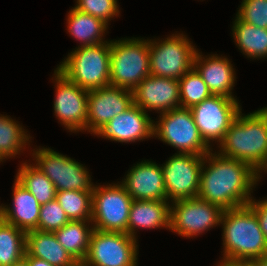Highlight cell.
<instances>
[{
	"instance_id": "1",
	"label": "cell",
	"mask_w": 267,
	"mask_h": 266,
	"mask_svg": "<svg viewBox=\"0 0 267 266\" xmlns=\"http://www.w3.org/2000/svg\"><path fill=\"white\" fill-rule=\"evenodd\" d=\"M204 161L198 198L224 210L248 205L252 200L250 191L258 181L257 172L244 162L216 152L207 153ZM206 162L209 163L207 168L204 166Z\"/></svg>"
},
{
	"instance_id": "2",
	"label": "cell",
	"mask_w": 267,
	"mask_h": 266,
	"mask_svg": "<svg viewBox=\"0 0 267 266\" xmlns=\"http://www.w3.org/2000/svg\"><path fill=\"white\" fill-rule=\"evenodd\" d=\"M240 111L220 142V155L248 164L257 172L267 161V113L257 110L242 116Z\"/></svg>"
},
{
	"instance_id": "3",
	"label": "cell",
	"mask_w": 267,
	"mask_h": 266,
	"mask_svg": "<svg viewBox=\"0 0 267 266\" xmlns=\"http://www.w3.org/2000/svg\"><path fill=\"white\" fill-rule=\"evenodd\" d=\"M221 224L224 228V258L221 261L246 263L267 256V241L249 205L225 210Z\"/></svg>"
},
{
	"instance_id": "4",
	"label": "cell",
	"mask_w": 267,
	"mask_h": 266,
	"mask_svg": "<svg viewBox=\"0 0 267 266\" xmlns=\"http://www.w3.org/2000/svg\"><path fill=\"white\" fill-rule=\"evenodd\" d=\"M110 56L111 41L92 46H78L57 70L84 90L99 89L110 85Z\"/></svg>"
},
{
	"instance_id": "5",
	"label": "cell",
	"mask_w": 267,
	"mask_h": 266,
	"mask_svg": "<svg viewBox=\"0 0 267 266\" xmlns=\"http://www.w3.org/2000/svg\"><path fill=\"white\" fill-rule=\"evenodd\" d=\"M149 75L148 40L111 41L110 85L133 91Z\"/></svg>"
},
{
	"instance_id": "6",
	"label": "cell",
	"mask_w": 267,
	"mask_h": 266,
	"mask_svg": "<svg viewBox=\"0 0 267 266\" xmlns=\"http://www.w3.org/2000/svg\"><path fill=\"white\" fill-rule=\"evenodd\" d=\"M196 52L183 34H173L161 42L149 40L150 75L179 80L193 69Z\"/></svg>"
},
{
	"instance_id": "7",
	"label": "cell",
	"mask_w": 267,
	"mask_h": 266,
	"mask_svg": "<svg viewBox=\"0 0 267 266\" xmlns=\"http://www.w3.org/2000/svg\"><path fill=\"white\" fill-rule=\"evenodd\" d=\"M153 135L179 149V153L205 156L211 148L201 138L190 108L178 107L160 114Z\"/></svg>"
},
{
	"instance_id": "8",
	"label": "cell",
	"mask_w": 267,
	"mask_h": 266,
	"mask_svg": "<svg viewBox=\"0 0 267 266\" xmlns=\"http://www.w3.org/2000/svg\"><path fill=\"white\" fill-rule=\"evenodd\" d=\"M133 199L121 184L96 187L92 192L94 229L128 234V220ZM93 222V223H92Z\"/></svg>"
},
{
	"instance_id": "9",
	"label": "cell",
	"mask_w": 267,
	"mask_h": 266,
	"mask_svg": "<svg viewBox=\"0 0 267 266\" xmlns=\"http://www.w3.org/2000/svg\"><path fill=\"white\" fill-rule=\"evenodd\" d=\"M136 238L127 233L93 230L86 266H136Z\"/></svg>"
},
{
	"instance_id": "10",
	"label": "cell",
	"mask_w": 267,
	"mask_h": 266,
	"mask_svg": "<svg viewBox=\"0 0 267 266\" xmlns=\"http://www.w3.org/2000/svg\"><path fill=\"white\" fill-rule=\"evenodd\" d=\"M36 167L54 184L56 191H93L89 172L82 164L50 148H39L33 152Z\"/></svg>"
},
{
	"instance_id": "11",
	"label": "cell",
	"mask_w": 267,
	"mask_h": 266,
	"mask_svg": "<svg viewBox=\"0 0 267 266\" xmlns=\"http://www.w3.org/2000/svg\"><path fill=\"white\" fill-rule=\"evenodd\" d=\"M201 138L221 142L237 114L241 111L236 99L212 95L190 108Z\"/></svg>"
},
{
	"instance_id": "12",
	"label": "cell",
	"mask_w": 267,
	"mask_h": 266,
	"mask_svg": "<svg viewBox=\"0 0 267 266\" xmlns=\"http://www.w3.org/2000/svg\"><path fill=\"white\" fill-rule=\"evenodd\" d=\"M170 230L183 237H193L209 228L220 225L224 209L197 198L172 202Z\"/></svg>"
},
{
	"instance_id": "13",
	"label": "cell",
	"mask_w": 267,
	"mask_h": 266,
	"mask_svg": "<svg viewBox=\"0 0 267 266\" xmlns=\"http://www.w3.org/2000/svg\"><path fill=\"white\" fill-rule=\"evenodd\" d=\"M203 161V155L176 153L161 166L167 200L198 197Z\"/></svg>"
},
{
	"instance_id": "14",
	"label": "cell",
	"mask_w": 267,
	"mask_h": 266,
	"mask_svg": "<svg viewBox=\"0 0 267 266\" xmlns=\"http://www.w3.org/2000/svg\"><path fill=\"white\" fill-rule=\"evenodd\" d=\"M132 105L133 93L125 88L108 85L88 91L86 130L96 134Z\"/></svg>"
},
{
	"instance_id": "15",
	"label": "cell",
	"mask_w": 267,
	"mask_h": 266,
	"mask_svg": "<svg viewBox=\"0 0 267 266\" xmlns=\"http://www.w3.org/2000/svg\"><path fill=\"white\" fill-rule=\"evenodd\" d=\"M56 98L54 112L63 125L72 131L86 130L88 91L54 71Z\"/></svg>"
},
{
	"instance_id": "16",
	"label": "cell",
	"mask_w": 267,
	"mask_h": 266,
	"mask_svg": "<svg viewBox=\"0 0 267 266\" xmlns=\"http://www.w3.org/2000/svg\"><path fill=\"white\" fill-rule=\"evenodd\" d=\"M133 104L165 113L181 107L179 80L149 75L132 91Z\"/></svg>"
},
{
	"instance_id": "17",
	"label": "cell",
	"mask_w": 267,
	"mask_h": 266,
	"mask_svg": "<svg viewBox=\"0 0 267 266\" xmlns=\"http://www.w3.org/2000/svg\"><path fill=\"white\" fill-rule=\"evenodd\" d=\"M154 122L148 113L133 104L128 110L116 115L95 135L117 142H135L153 136Z\"/></svg>"
},
{
	"instance_id": "18",
	"label": "cell",
	"mask_w": 267,
	"mask_h": 266,
	"mask_svg": "<svg viewBox=\"0 0 267 266\" xmlns=\"http://www.w3.org/2000/svg\"><path fill=\"white\" fill-rule=\"evenodd\" d=\"M121 185L133 200L168 201L162 167L149 160L133 166Z\"/></svg>"
},
{
	"instance_id": "19",
	"label": "cell",
	"mask_w": 267,
	"mask_h": 266,
	"mask_svg": "<svg viewBox=\"0 0 267 266\" xmlns=\"http://www.w3.org/2000/svg\"><path fill=\"white\" fill-rule=\"evenodd\" d=\"M202 56L196 52L193 68L202 77L211 94L235 99L231 90L236 77L229 60L217 55H211L206 59Z\"/></svg>"
},
{
	"instance_id": "20",
	"label": "cell",
	"mask_w": 267,
	"mask_h": 266,
	"mask_svg": "<svg viewBox=\"0 0 267 266\" xmlns=\"http://www.w3.org/2000/svg\"><path fill=\"white\" fill-rule=\"evenodd\" d=\"M13 188V208L0 206V217L25 232L37 230L41 205L16 179Z\"/></svg>"
},
{
	"instance_id": "21",
	"label": "cell",
	"mask_w": 267,
	"mask_h": 266,
	"mask_svg": "<svg viewBox=\"0 0 267 266\" xmlns=\"http://www.w3.org/2000/svg\"><path fill=\"white\" fill-rule=\"evenodd\" d=\"M170 228V205L161 200H133L128 220V235L135 238L136 228Z\"/></svg>"
},
{
	"instance_id": "22",
	"label": "cell",
	"mask_w": 267,
	"mask_h": 266,
	"mask_svg": "<svg viewBox=\"0 0 267 266\" xmlns=\"http://www.w3.org/2000/svg\"><path fill=\"white\" fill-rule=\"evenodd\" d=\"M26 253L49 262L53 266H74L77 262L57 241L53 232H26Z\"/></svg>"
},
{
	"instance_id": "23",
	"label": "cell",
	"mask_w": 267,
	"mask_h": 266,
	"mask_svg": "<svg viewBox=\"0 0 267 266\" xmlns=\"http://www.w3.org/2000/svg\"><path fill=\"white\" fill-rule=\"evenodd\" d=\"M86 222L91 221H69L53 232L57 241L76 262H83L88 254L94 227H89V224L87 226Z\"/></svg>"
},
{
	"instance_id": "24",
	"label": "cell",
	"mask_w": 267,
	"mask_h": 266,
	"mask_svg": "<svg viewBox=\"0 0 267 266\" xmlns=\"http://www.w3.org/2000/svg\"><path fill=\"white\" fill-rule=\"evenodd\" d=\"M68 32L74 38L80 40L81 47L105 43L102 41L103 34L107 29V23L102 19L91 16L88 13L71 9L67 19Z\"/></svg>"
},
{
	"instance_id": "25",
	"label": "cell",
	"mask_w": 267,
	"mask_h": 266,
	"mask_svg": "<svg viewBox=\"0 0 267 266\" xmlns=\"http://www.w3.org/2000/svg\"><path fill=\"white\" fill-rule=\"evenodd\" d=\"M233 37L238 48L248 57H267V29L247 24L236 17Z\"/></svg>"
},
{
	"instance_id": "26",
	"label": "cell",
	"mask_w": 267,
	"mask_h": 266,
	"mask_svg": "<svg viewBox=\"0 0 267 266\" xmlns=\"http://www.w3.org/2000/svg\"><path fill=\"white\" fill-rule=\"evenodd\" d=\"M16 180L37 199L40 205L56 197L53 182L35 164L33 166L23 163L17 172Z\"/></svg>"
},
{
	"instance_id": "27",
	"label": "cell",
	"mask_w": 267,
	"mask_h": 266,
	"mask_svg": "<svg viewBox=\"0 0 267 266\" xmlns=\"http://www.w3.org/2000/svg\"><path fill=\"white\" fill-rule=\"evenodd\" d=\"M26 252V232L0 217V266H11Z\"/></svg>"
},
{
	"instance_id": "28",
	"label": "cell",
	"mask_w": 267,
	"mask_h": 266,
	"mask_svg": "<svg viewBox=\"0 0 267 266\" xmlns=\"http://www.w3.org/2000/svg\"><path fill=\"white\" fill-rule=\"evenodd\" d=\"M92 192L64 190L56 191V200L70 221H91Z\"/></svg>"
},
{
	"instance_id": "29",
	"label": "cell",
	"mask_w": 267,
	"mask_h": 266,
	"mask_svg": "<svg viewBox=\"0 0 267 266\" xmlns=\"http://www.w3.org/2000/svg\"><path fill=\"white\" fill-rule=\"evenodd\" d=\"M9 116H0V162L20 153L26 147L30 135Z\"/></svg>"
},
{
	"instance_id": "30",
	"label": "cell",
	"mask_w": 267,
	"mask_h": 266,
	"mask_svg": "<svg viewBox=\"0 0 267 266\" xmlns=\"http://www.w3.org/2000/svg\"><path fill=\"white\" fill-rule=\"evenodd\" d=\"M181 107L192 108L212 96L202 77L193 68L179 79Z\"/></svg>"
},
{
	"instance_id": "31",
	"label": "cell",
	"mask_w": 267,
	"mask_h": 266,
	"mask_svg": "<svg viewBox=\"0 0 267 266\" xmlns=\"http://www.w3.org/2000/svg\"><path fill=\"white\" fill-rule=\"evenodd\" d=\"M69 221L65 211L55 198L54 200L41 205L37 230L54 232L62 228Z\"/></svg>"
},
{
	"instance_id": "32",
	"label": "cell",
	"mask_w": 267,
	"mask_h": 266,
	"mask_svg": "<svg viewBox=\"0 0 267 266\" xmlns=\"http://www.w3.org/2000/svg\"><path fill=\"white\" fill-rule=\"evenodd\" d=\"M236 16L247 24L267 29V0H243Z\"/></svg>"
},
{
	"instance_id": "33",
	"label": "cell",
	"mask_w": 267,
	"mask_h": 266,
	"mask_svg": "<svg viewBox=\"0 0 267 266\" xmlns=\"http://www.w3.org/2000/svg\"><path fill=\"white\" fill-rule=\"evenodd\" d=\"M75 8L107 24L110 18L119 15L117 0H77Z\"/></svg>"
},
{
	"instance_id": "34",
	"label": "cell",
	"mask_w": 267,
	"mask_h": 266,
	"mask_svg": "<svg viewBox=\"0 0 267 266\" xmlns=\"http://www.w3.org/2000/svg\"><path fill=\"white\" fill-rule=\"evenodd\" d=\"M248 205L255 212L260 228L264 234V237L267 241V199L263 201H254L253 199L248 203Z\"/></svg>"
},
{
	"instance_id": "35",
	"label": "cell",
	"mask_w": 267,
	"mask_h": 266,
	"mask_svg": "<svg viewBox=\"0 0 267 266\" xmlns=\"http://www.w3.org/2000/svg\"><path fill=\"white\" fill-rule=\"evenodd\" d=\"M24 257L27 259L29 266H53L49 262H47L43 259L29 256L26 252H25Z\"/></svg>"
},
{
	"instance_id": "36",
	"label": "cell",
	"mask_w": 267,
	"mask_h": 266,
	"mask_svg": "<svg viewBox=\"0 0 267 266\" xmlns=\"http://www.w3.org/2000/svg\"><path fill=\"white\" fill-rule=\"evenodd\" d=\"M247 266H267V256L254 258L246 262Z\"/></svg>"
},
{
	"instance_id": "37",
	"label": "cell",
	"mask_w": 267,
	"mask_h": 266,
	"mask_svg": "<svg viewBox=\"0 0 267 266\" xmlns=\"http://www.w3.org/2000/svg\"><path fill=\"white\" fill-rule=\"evenodd\" d=\"M218 266H247V265L246 263H231V262L221 261Z\"/></svg>"
},
{
	"instance_id": "38",
	"label": "cell",
	"mask_w": 267,
	"mask_h": 266,
	"mask_svg": "<svg viewBox=\"0 0 267 266\" xmlns=\"http://www.w3.org/2000/svg\"><path fill=\"white\" fill-rule=\"evenodd\" d=\"M11 266H29V265H28L27 259L23 257L19 261L14 262Z\"/></svg>"
},
{
	"instance_id": "39",
	"label": "cell",
	"mask_w": 267,
	"mask_h": 266,
	"mask_svg": "<svg viewBox=\"0 0 267 266\" xmlns=\"http://www.w3.org/2000/svg\"><path fill=\"white\" fill-rule=\"evenodd\" d=\"M263 170L267 172V161L265 162V164L261 168V171H263Z\"/></svg>"
},
{
	"instance_id": "40",
	"label": "cell",
	"mask_w": 267,
	"mask_h": 266,
	"mask_svg": "<svg viewBox=\"0 0 267 266\" xmlns=\"http://www.w3.org/2000/svg\"><path fill=\"white\" fill-rule=\"evenodd\" d=\"M74 266H86L83 262H77Z\"/></svg>"
},
{
	"instance_id": "41",
	"label": "cell",
	"mask_w": 267,
	"mask_h": 266,
	"mask_svg": "<svg viewBox=\"0 0 267 266\" xmlns=\"http://www.w3.org/2000/svg\"><path fill=\"white\" fill-rule=\"evenodd\" d=\"M266 113H267V107H265V108H262Z\"/></svg>"
}]
</instances>
